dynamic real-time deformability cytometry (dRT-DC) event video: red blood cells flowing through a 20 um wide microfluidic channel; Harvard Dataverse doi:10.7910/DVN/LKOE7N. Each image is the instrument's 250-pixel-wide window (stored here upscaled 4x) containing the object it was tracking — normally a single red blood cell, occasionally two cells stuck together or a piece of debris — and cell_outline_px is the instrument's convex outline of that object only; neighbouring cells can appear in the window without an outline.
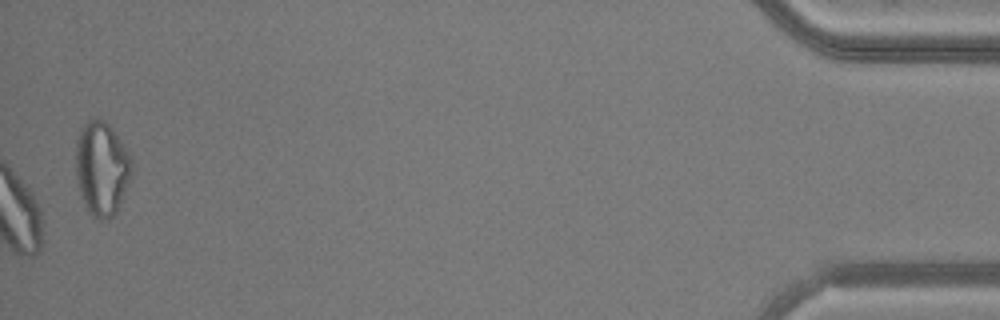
{"species": "common noctule bat (a hibernating species)", "species_latin": "Nyctalus noctula", "temperature_condition": "warm", "stored_images_in_passage": 36, "camera_frame_rate_fps": 3000, "um_per_image_px": 0.085, "animal": {"sex": "male", "body_mass_g": 20.5, "forearm_length_mm": 52.5}, "frame": {"image": 1, "passage_image": 36, "time_ms": 11.667, "image_size_px": [1000, 320], "cell_outline_px": [[132, 176], [116, 212], [108, 220], [100, 220], [92, 216], [88, 212], [80, 196], [76, 176], [76, 140], [80, 128], [92, 116], [96, 116], [104, 120], [112, 128], [132, 156]], "centroid_in_image_um": [8.65, 14.3], "position_along_channel_um": 426.6, "area_um2": 31.27}}